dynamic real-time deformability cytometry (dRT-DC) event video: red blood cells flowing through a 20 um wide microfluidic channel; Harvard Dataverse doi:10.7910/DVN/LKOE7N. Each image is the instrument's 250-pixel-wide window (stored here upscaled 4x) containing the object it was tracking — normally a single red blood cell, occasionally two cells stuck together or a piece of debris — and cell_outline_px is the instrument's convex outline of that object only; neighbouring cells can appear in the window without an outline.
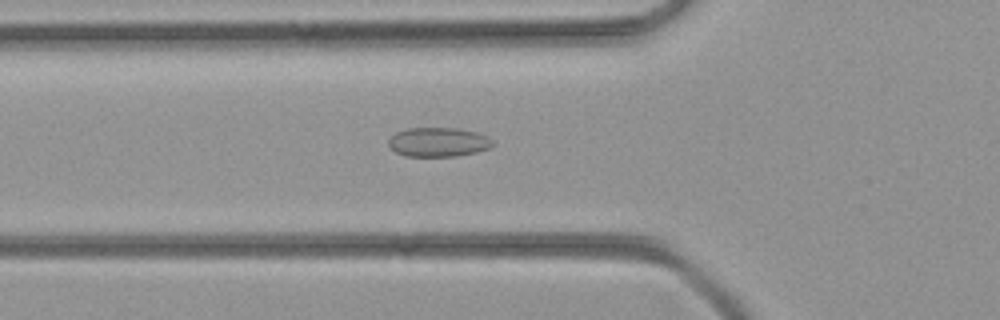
{"species": "common noctule bat (a hibernating species)", "species_latin": "Nyctalus noctula", "temperature_condition": "room temperature", "stored_images_in_passage": 34, "camera_frame_rate_fps": 3000, "um_per_image_px": 0.085, "animal": {"sex": "female", "body_mass_g": 21.9}, "frame": {"image": 1, "passage_image": 7, "time_ms": 2.0, "image_size_px": [1000, 320], "cell_outline_px": [[496, 144], [488, 148], [476, 152], [456, 156], [404, 156], [396, 152], [388, 144], [388, 140], [396, 132], [408, 128], [456, 128], [476, 132], [488, 136]], "centroid_in_image_um": [37.27, 12.07], "position_along_channel_um": 88.5, "area_um2": 17.74}}
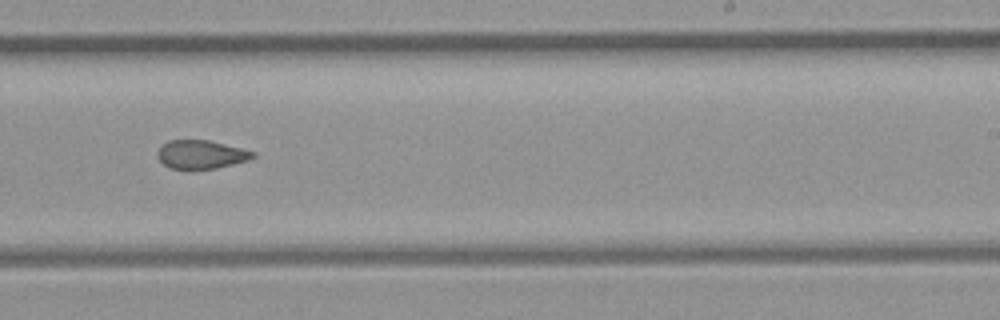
{"frame": {"image": 2, "passage_image": 19, "time_ms": 6.0, "image_size_px": [1000, 320], "cell_outline_px": [[256, 156], [248, 160], [216, 168], [192, 172], [188, 172], [172, 168], [164, 164], [156, 156], [156, 152], [168, 140], [208, 140], [256, 152]], "centroid_in_image_um": [17.06, 13.17], "position_along_channel_um": 271.9, "area_um2": 16.24}}
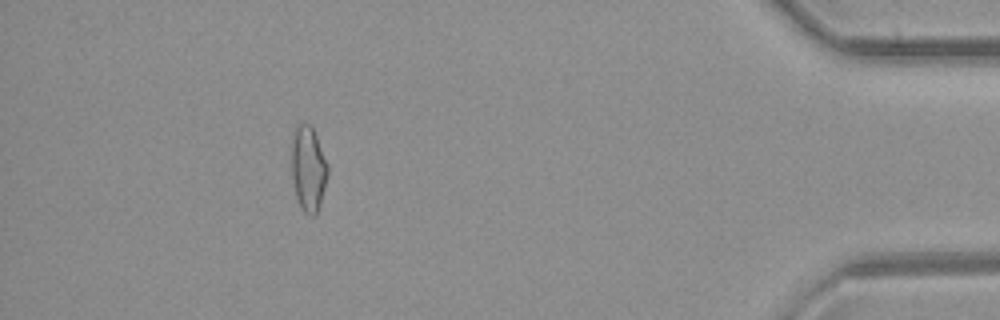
{"frame": {"image": 3, "passage_image": 32, "time_ms": 10.333, "image_size_px": [1000, 320], "cell_outline_px": [[328, 172], [320, 204], [316, 216], [312, 216], [304, 212], [300, 208], [296, 196], [292, 176], [292, 140], [296, 128], [300, 124], [308, 124], [312, 128], [316, 136], [328, 164]], "centroid_in_image_um": [26.21, 14.39], "position_along_channel_um": 409.0, "area_um2": 17.69}}